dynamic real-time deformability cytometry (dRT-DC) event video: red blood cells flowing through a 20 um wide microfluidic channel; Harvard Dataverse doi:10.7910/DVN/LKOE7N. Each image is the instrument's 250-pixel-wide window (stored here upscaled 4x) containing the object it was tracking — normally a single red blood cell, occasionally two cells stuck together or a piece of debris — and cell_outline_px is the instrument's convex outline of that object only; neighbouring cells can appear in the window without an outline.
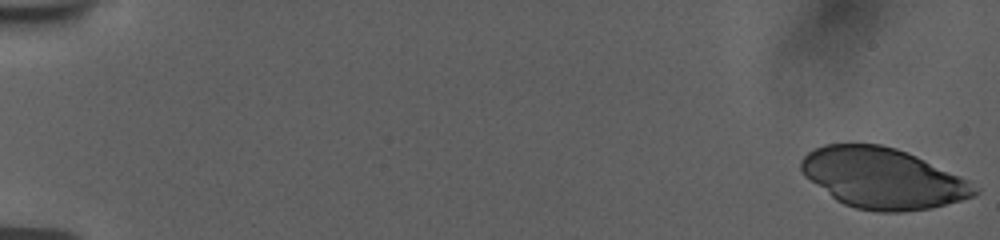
{"species": "human", "species_latin": "Homo sapiens", "temperature_condition": "room temperature", "stored_images_in_passage": 55, "camera_frame_rate_fps": 3000, "um_per_image_px": 0.085, "donor": {"sex": "female"}, "frame": {"image": 1, "passage_image": 1, "time_ms": 0.0, "image_size_px": [1000, 240], "cell_outline_px": [[980, 192], [976, 196], [928, 208], [904, 212], [876, 212], [856, 208], [844, 204], [836, 200], [804, 176], [800, 168], [800, 160], [808, 152], [824, 144], [880, 144], [896, 148], [916, 156], [960, 176], [968, 180], [980, 188]], "centroid_in_image_um": [75.03, 15.15], "position_along_channel_um": 10.0, "area_um2": 61.04}}
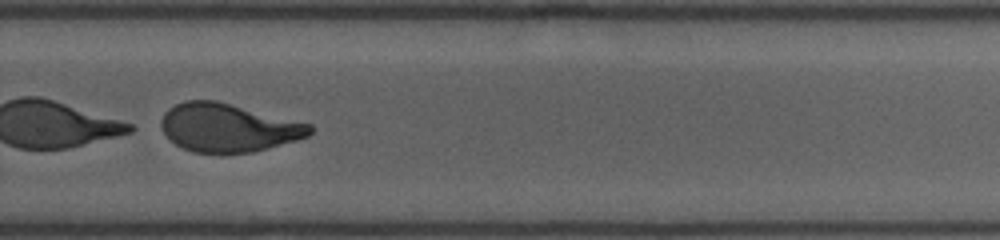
{"frame": {"image": 2, "passage_image": 40, "time_ms": 13.0, "image_size_px": [1000, 240], "cell_outline_px": [[312, 132], [308, 136], [296, 140], [252, 152], [220, 156], [192, 152], [176, 144], [160, 128], [160, 120], [164, 112], [168, 108], [184, 100], [216, 100], [312, 124]], "centroid_in_image_um": [19.37, 10.87], "position_along_channel_um": 310.4, "area_um2": 42.48}}